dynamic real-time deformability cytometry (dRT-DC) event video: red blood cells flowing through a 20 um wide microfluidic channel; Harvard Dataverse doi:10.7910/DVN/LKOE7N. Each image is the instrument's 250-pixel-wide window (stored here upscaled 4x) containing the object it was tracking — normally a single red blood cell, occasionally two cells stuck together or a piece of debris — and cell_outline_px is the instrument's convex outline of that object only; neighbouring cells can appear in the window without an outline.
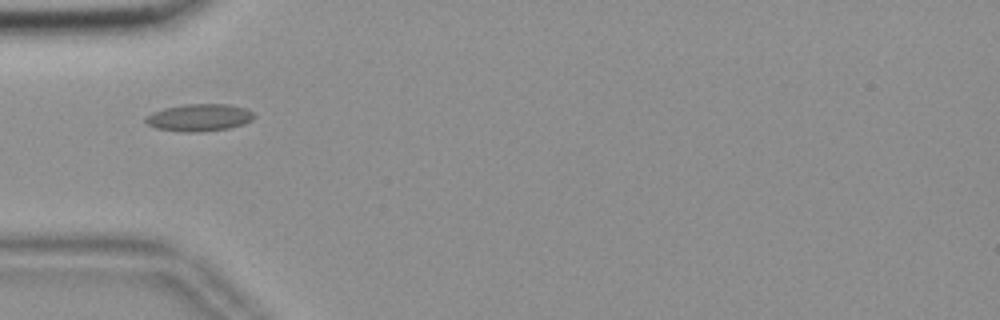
{"species": "common noctule bat (a hibernating species)", "species_latin": "Nyctalus noctula", "temperature_condition": "room temperature", "stored_images_in_passage": 39, "camera_frame_rate_fps": 3000, "um_per_image_px": 0.085, "animal": {"sex": "female", "body_mass_g": 18.4}, "frame": {"image": 1, "passage_image": 1, "time_ms": 0.0, "image_size_px": [1000, 320], "cell_outline_px": [[256, 116], [252, 120], [244, 124], [228, 128], [200, 132], [180, 132], [156, 128], [148, 124], [144, 120], [144, 116], [152, 112], [164, 108], [184, 104], [228, 104], [244, 108], [252, 112]], "centroid_in_image_um": [16.91, 9.99], "position_along_channel_um": 68.1, "area_um2": 17.34}}
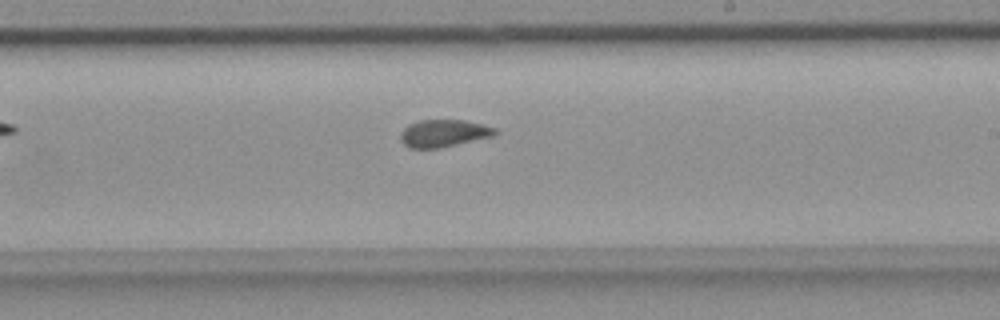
{"frame": {"image": 2, "passage_image": 16, "time_ms": 5.0, "image_size_px": [1000, 320], "cell_outline_px": [[496, 132], [492, 136], [456, 144], [436, 148], [408, 148], [400, 140], [400, 132], [408, 124], [420, 120], [464, 120], [496, 128]], "centroid_in_image_um": [37.64, 11.32], "position_along_channel_um": 251.4, "area_um2": 14.85}}
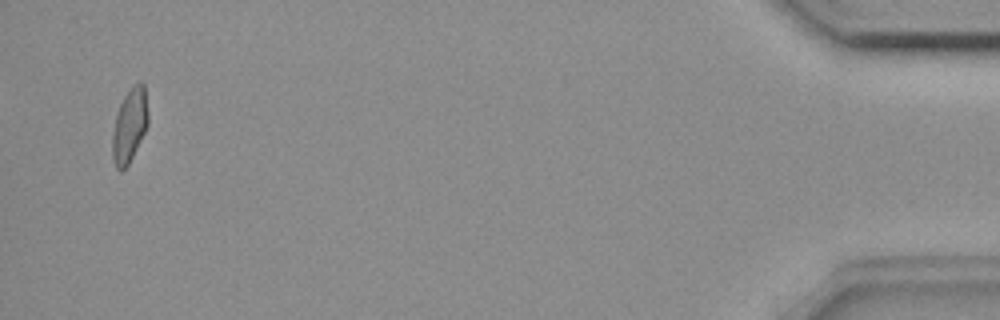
{"frame": {"image": 3, "passage_image": 37, "time_ms": 12.0, "image_size_px": [1000, 320], "cell_outline_px": [[148, 124], [128, 164], [120, 172], [116, 168], [112, 160], [112, 132], [116, 116], [120, 104], [124, 96], [132, 84], [140, 80], [144, 84], [148, 112]], "centroid_in_image_um": [11.0, 10.63], "position_along_channel_um": 424.2, "area_um2": 15.37}, "authors_computed_cell_mechanics": {"area_um2": 15.3748, "velocity_mm_per_s": 3.6792, "shape_relaxation_time_tau1_ms": 11.3195, "shape_relaxation_time_tau2_ms": 1.6503, "deformation_change_tau1": 0.1854, "deformation_change_tau2": 0.0608}}